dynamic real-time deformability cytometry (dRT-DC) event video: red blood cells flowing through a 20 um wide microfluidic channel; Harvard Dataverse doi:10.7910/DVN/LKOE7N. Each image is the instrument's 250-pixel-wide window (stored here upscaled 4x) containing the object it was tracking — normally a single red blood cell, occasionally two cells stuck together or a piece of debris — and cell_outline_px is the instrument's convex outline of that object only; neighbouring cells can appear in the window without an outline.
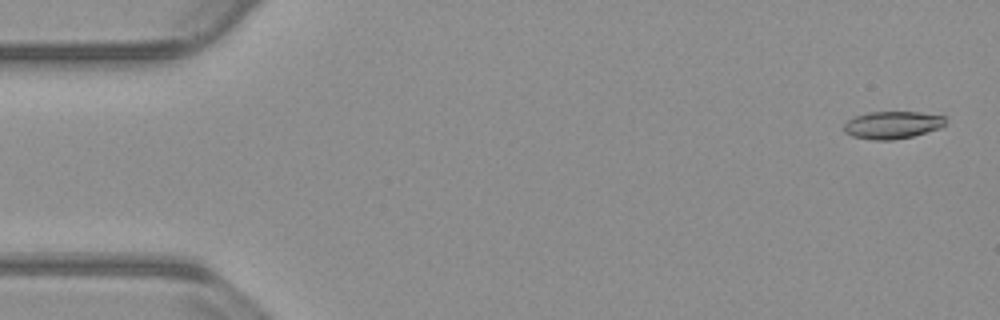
{"species": "common noctule bat (a hibernating species)", "species_latin": "Nyctalus noctula", "temperature_condition": "warm", "stored_images_in_passage": 54, "camera_frame_rate_fps": 3000, "um_per_image_px": 0.085, "animal": {"sex": "male", "body_mass_g": 23.1, "forearm_length_mm": 52.7}, "frame": {"image": 1, "passage_image": 2, "time_ms": 0.333, "image_size_px": [1000, 320], "cell_outline_px": [[944, 124], [940, 128], [912, 136], [892, 140], [872, 140], [852, 136], [844, 132], [844, 124], [848, 120], [856, 116], [868, 112], [920, 112], [944, 116]], "centroid_in_image_um": [75.82, 10.62], "position_along_channel_um": 9.2, "area_um2": 16.13}}
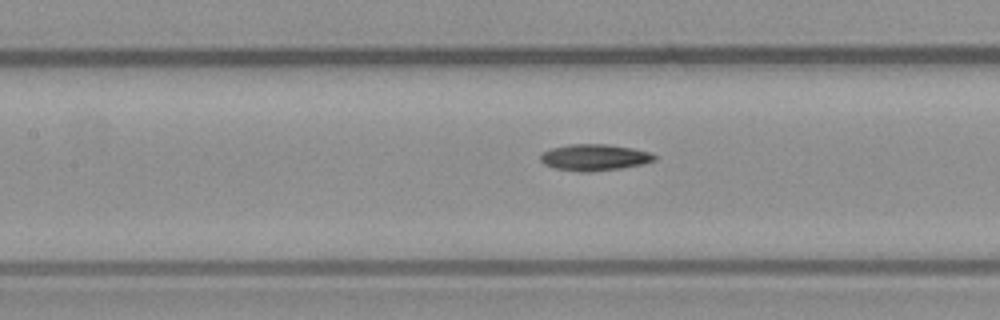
{"frame": {"image": 2, "passage_image": 24, "time_ms": 7.667, "image_size_px": [1000, 320], "cell_outline_px": [[656, 160], [644, 164], [620, 168], [592, 172], [580, 172], [556, 168], [544, 164], [540, 160], [540, 152], [552, 148], [568, 144], [608, 144], [632, 148], [652, 152], [656, 156]], "centroid_in_image_um": [50.54, 13.37], "position_along_channel_um": 156.9, "area_um2": 17.74}}
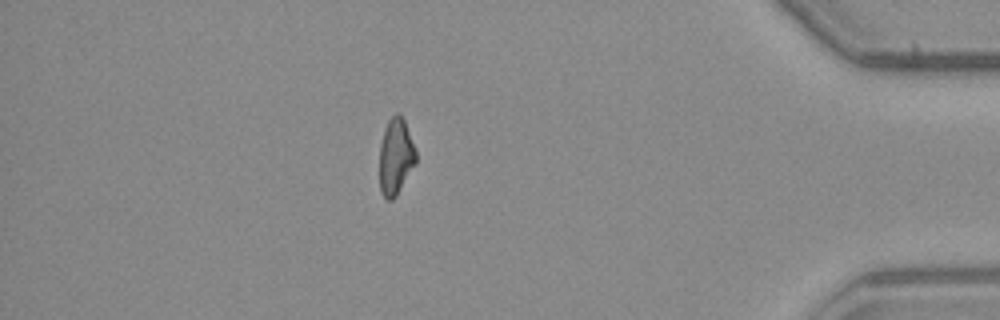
{"frame": {"image": 3, "passage_image": 47, "time_ms": 15.333, "image_size_px": [1000, 320], "cell_outline_px": [[416, 164], [396, 196], [392, 200], [388, 200], [380, 192], [380, 144], [384, 128], [388, 120], [396, 112], [400, 112], [404, 120], [416, 152]], "centroid_in_image_um": [33.63, 13.3], "position_along_channel_um": 401.6, "area_um2": 16.24}}